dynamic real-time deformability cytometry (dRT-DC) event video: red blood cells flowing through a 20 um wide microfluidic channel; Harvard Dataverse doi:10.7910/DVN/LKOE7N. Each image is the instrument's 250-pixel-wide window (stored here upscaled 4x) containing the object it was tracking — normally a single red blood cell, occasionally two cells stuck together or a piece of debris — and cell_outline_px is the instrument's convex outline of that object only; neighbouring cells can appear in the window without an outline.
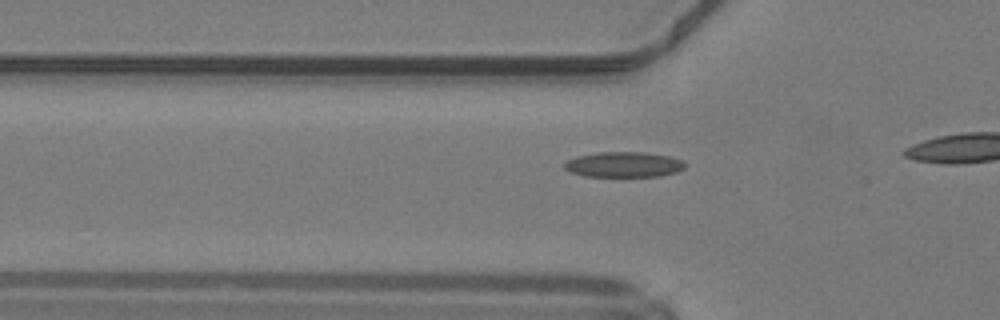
{"species": "common noctule bat (a hibernating species)", "species_latin": "Nyctalus noctula", "temperature_condition": "warm", "stored_images_in_passage": 12, "camera_frame_rate_fps": 3000, "um_per_image_px": 0.085, "animal": {"sex": "male", "body_mass_g": 19.2, "forearm_length_mm": 51.8}, "frame": {"image": 1, "passage_image": 7, "time_ms": 2.0, "image_size_px": [1000, 320], "cell_outline_px": [[684, 168], [676, 172], [660, 176], [584, 176], [572, 172], [564, 168], [564, 164], [568, 160], [576, 156], [596, 152], [644, 152], [668, 156], [680, 160], [684, 164]], "centroid_in_image_um": [52.99, 13.98], "position_along_channel_um": 72.8, "area_um2": 17.63}}
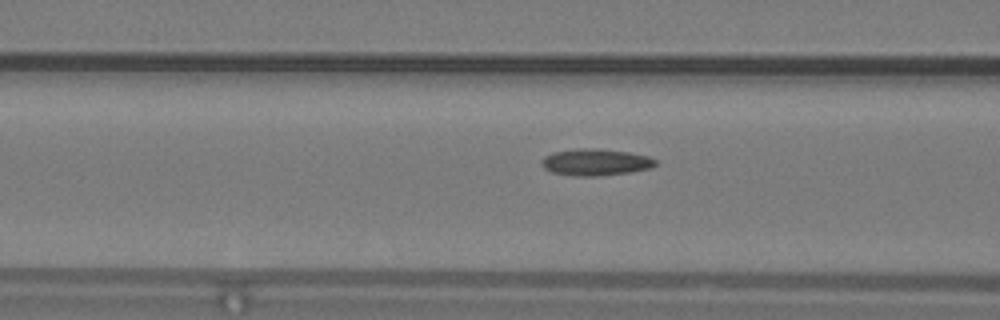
{"frame": {"image": 2, "passage_image": 10, "time_ms": 3.0, "image_size_px": [1000, 320], "cell_outline_px": [[656, 164], [652, 168], [628, 172], [600, 176], [576, 176], [552, 172], [544, 168], [540, 164], [540, 160], [544, 156], [552, 152], [580, 148], [596, 148], [628, 152], [648, 156], [656, 160]], "centroid_in_image_um": [50.59, 13.78], "position_along_channel_um": 116.0, "area_um2": 17.8}}